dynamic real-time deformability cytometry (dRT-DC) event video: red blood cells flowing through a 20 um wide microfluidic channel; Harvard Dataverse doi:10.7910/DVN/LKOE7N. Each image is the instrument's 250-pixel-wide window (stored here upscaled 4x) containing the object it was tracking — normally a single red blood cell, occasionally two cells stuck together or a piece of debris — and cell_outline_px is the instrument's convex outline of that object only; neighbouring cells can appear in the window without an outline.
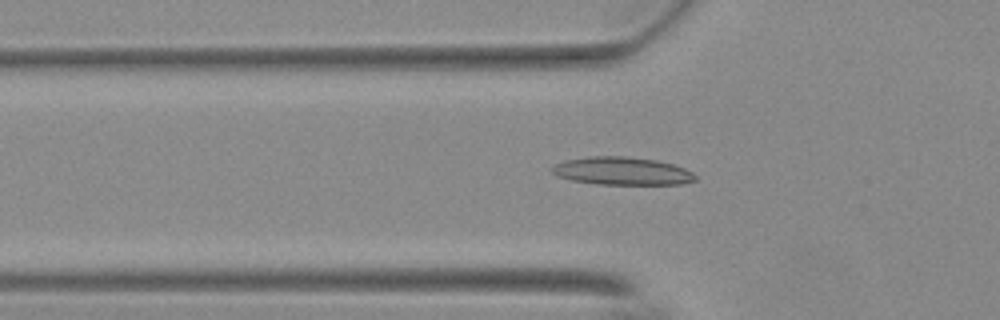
{"species": "Egyptian fruit bat (a non-hibernating species)", "species_latin": "Rousettus aegyptiacus", "temperature_condition": "warm", "stored_images_in_passage": 38, "camera_frame_rate_fps": 3000, "um_per_image_px": 0.085, "animal": {"sex": "female"}, "frame": {"image": 1, "passage_image": 7, "time_ms": 2.0, "image_size_px": [1000, 320], "cell_outline_px": [[696, 180], [680, 184], [596, 184], [572, 180], [556, 176], [552, 172], [552, 164], [564, 160], [588, 156], [624, 156], [656, 160], [672, 164], [684, 168], [692, 172], [696, 176]], "centroid_in_image_um": [52.83, 14.53], "position_along_channel_um": 73.0, "area_um2": 23.35}}
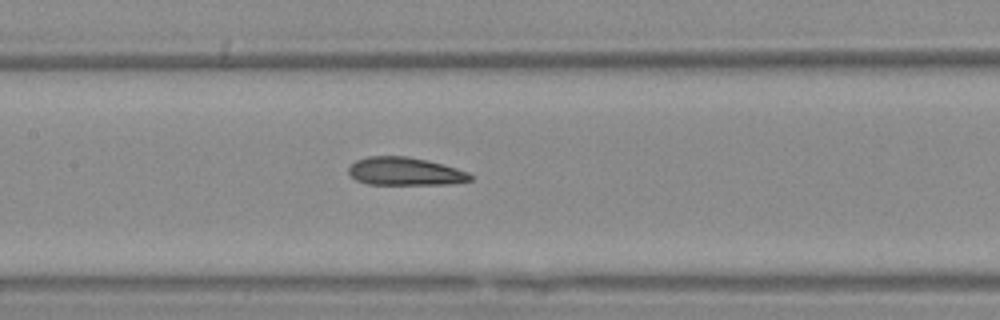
{"frame": {"image": 2, "passage_image": 15, "time_ms": 4.667, "image_size_px": [1000, 320], "cell_outline_px": [[472, 180], [452, 184], [368, 184], [356, 180], [348, 172], [348, 168], [356, 160], [368, 156], [408, 156], [428, 160], [456, 168], [468, 172], [472, 176]], "centroid_in_image_um": [34.43, 14.56], "position_along_channel_um": 173.0, "area_um2": 19.88}}
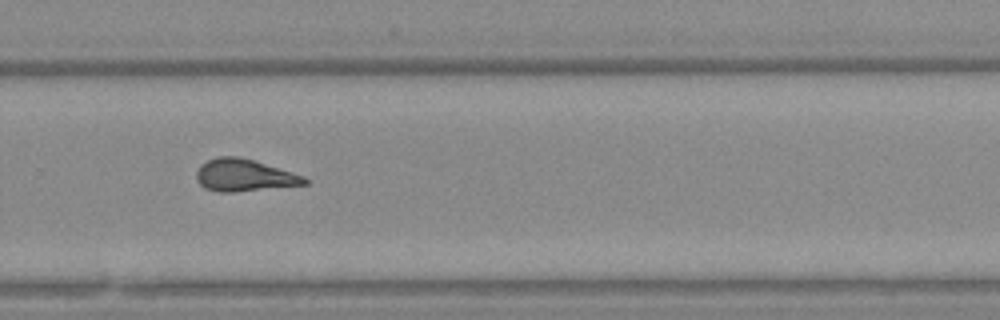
{"frame": {"image": 3, "passage_image": 26, "time_ms": 8.333, "image_size_px": [1000, 320], "cell_outline_px": [[308, 184], [232, 192], [216, 192], [204, 188], [196, 180], [196, 172], [200, 164], [216, 156], [240, 156], [292, 172], [304, 176], [308, 180]], "centroid_in_image_um": [20.71, 14.89], "position_along_channel_um": 309.1, "area_um2": 20.29}, "authors_computed_cell_mechanics": {"area_um2": 20.0855, "velocity_mm_per_s": 3.7159, "shape_relaxation_time_tau1_ms": null, "shape_relaxation_time_tau2_ms": 2.3722, "deformation_change_tau1": null, "deformation_change_tau2": 0.1382}}